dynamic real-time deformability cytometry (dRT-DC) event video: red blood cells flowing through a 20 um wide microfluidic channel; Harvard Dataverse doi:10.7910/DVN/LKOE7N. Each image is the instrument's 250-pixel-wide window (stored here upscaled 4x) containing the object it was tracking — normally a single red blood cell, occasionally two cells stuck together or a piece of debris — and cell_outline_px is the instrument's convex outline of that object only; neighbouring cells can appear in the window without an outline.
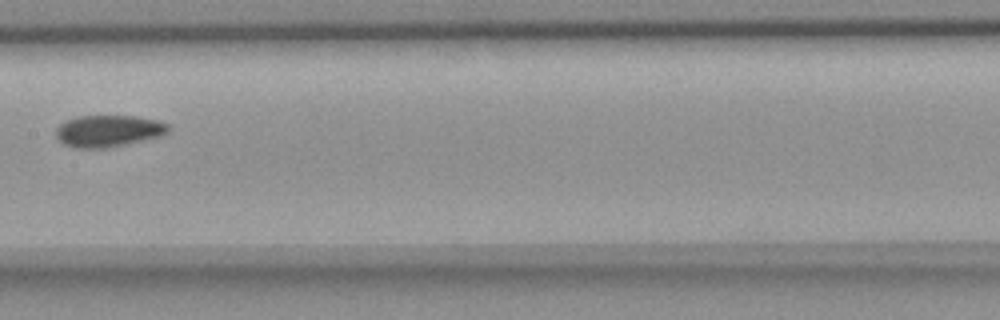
{"species": "common noctule bat (a hibernating species)", "species_latin": "Nyctalus noctula", "temperature_condition": "room temperature", "stored_images_in_passage": 8, "camera_frame_rate_fps": 3000, "um_per_image_px": 0.085, "animal": {"sex": "female", "body_mass_g": 18.4}, "frame": {"image": 1, "passage_image": 7, "time_ms": 7.667, "image_size_px": [1000, 320], "cell_outline_px": [[168, 132], [160, 136], [108, 148], [72, 148], [64, 144], [56, 136], [56, 128], [60, 124], [68, 120], [80, 116], [136, 116], [156, 120], [168, 124]], "centroid_in_image_um": [9.19, 11.14], "position_along_channel_um": 198.2, "area_um2": 20.63}}
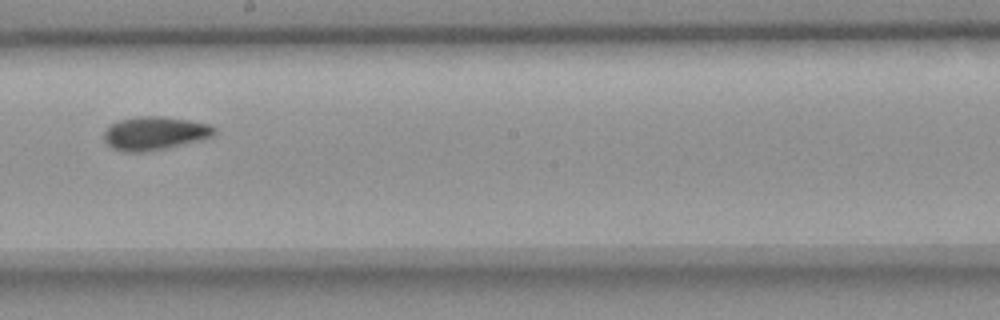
{"frame": {"image": 2, "passage_image": 8, "time_ms": 8.667, "image_size_px": [1000, 320], "cell_outline_px": [[216, 132], [212, 136], [148, 152], [124, 152], [112, 148], [104, 140], [104, 132], [112, 124], [120, 120], [140, 116], [160, 116], [188, 120], [212, 124], [216, 128]], "centroid_in_image_um": [13.14, 11.32], "position_along_channel_um": 235.1, "area_um2": 21.21}}